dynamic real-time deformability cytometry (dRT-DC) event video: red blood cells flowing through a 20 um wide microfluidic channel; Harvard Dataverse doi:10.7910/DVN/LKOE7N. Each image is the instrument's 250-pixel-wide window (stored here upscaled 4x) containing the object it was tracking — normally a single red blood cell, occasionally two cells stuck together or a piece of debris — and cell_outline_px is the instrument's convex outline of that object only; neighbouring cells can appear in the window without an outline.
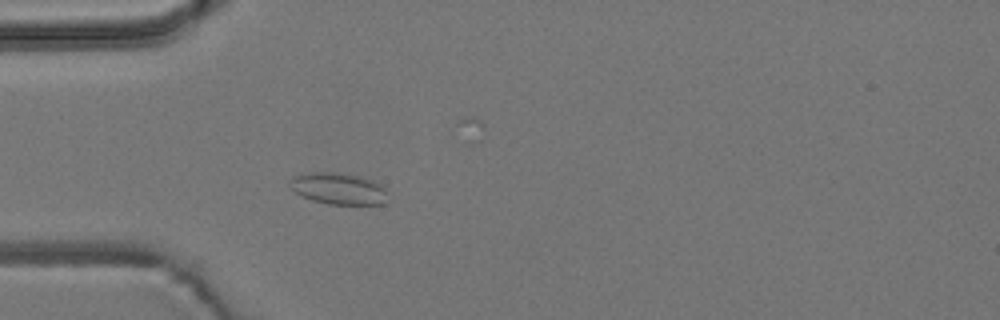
{"species": "common noctule bat (a hibernating species)", "species_latin": "Nyctalus noctula", "temperature_condition": "room temperature", "stored_images_in_passage": 3, "camera_frame_rate_fps": 3000, "um_per_image_px": 0.085, "animal": {"sex": "male", "body_mass_g": 19.2, "forearm_length_mm": 51.8}, "frame": {"image": 1, "passage_image": 3, "time_ms": 2.333, "image_size_px": [1000, 320], "cell_outline_px": [[392, 200], [388, 204], [328, 204], [312, 200], [296, 192], [288, 184], [288, 180], [292, 176], [312, 172], [336, 172], [356, 176], [372, 180], [380, 184], [388, 192]], "centroid_in_image_um": [28.83, 16.04], "position_along_channel_um": 56.2, "area_um2": 18.26}}